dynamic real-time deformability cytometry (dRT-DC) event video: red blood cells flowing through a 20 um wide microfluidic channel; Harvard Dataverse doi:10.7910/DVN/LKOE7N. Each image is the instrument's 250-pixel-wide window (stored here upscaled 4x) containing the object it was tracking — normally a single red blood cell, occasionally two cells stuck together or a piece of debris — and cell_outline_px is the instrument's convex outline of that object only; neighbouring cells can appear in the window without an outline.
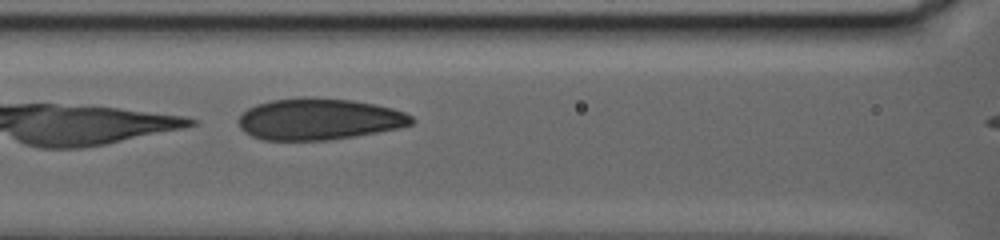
{"species": "human", "species_latin": "Homo sapiens", "temperature_condition": "warm", "stored_images_in_passage": 23, "camera_frame_rate_fps": 3000, "um_per_image_px": 0.085, "donor": {"sex": "female"}, "frame": {"image": 1, "passage_image": 17, "time_ms": 5.333, "image_size_px": [1000, 240], "cell_outline_px": [[416, 120], [412, 124], [396, 128], [376, 132], [328, 140], [264, 140], [252, 136], [244, 132], [240, 128], [236, 120], [248, 108], [256, 104], [272, 100], [304, 96], [312, 96], [352, 100], [376, 104], [392, 108], [404, 112], [412, 116]], "centroid_in_image_um": [27.08, 10.11], "position_along_channel_um": 139.5, "area_um2": 42.02}}